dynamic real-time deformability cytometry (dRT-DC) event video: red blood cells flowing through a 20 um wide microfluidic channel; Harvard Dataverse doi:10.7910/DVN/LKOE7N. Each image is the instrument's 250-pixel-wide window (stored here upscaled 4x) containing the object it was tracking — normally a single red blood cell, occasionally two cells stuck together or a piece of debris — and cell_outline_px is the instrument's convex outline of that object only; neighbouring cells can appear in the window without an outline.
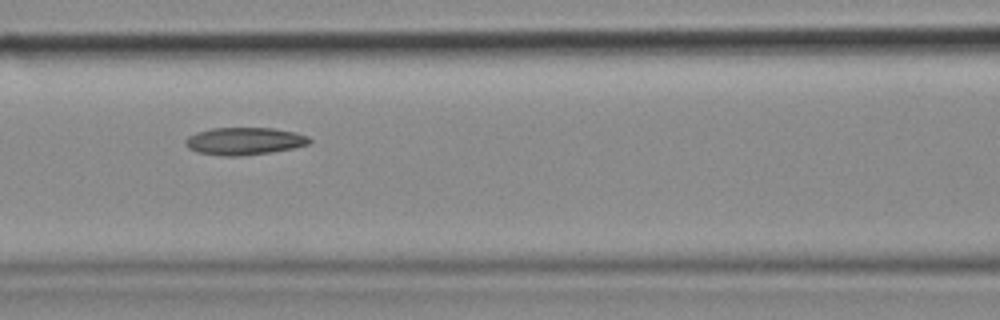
{"species": "common noctule bat (a hibernating species)", "species_latin": "Nyctalus noctula", "temperature_condition": "cold", "stored_images_in_passage": 51, "camera_frame_rate_fps": 3000, "um_per_image_px": 0.085, "animal": {"sex": "female", "body_mass_g": 18.4}, "frame": {"image": 1, "passage_image": 22, "time_ms": 7.0, "image_size_px": [1000, 320], "cell_outline_px": [[312, 140], [308, 144], [292, 148], [268, 152], [240, 156], [224, 156], [196, 152], [188, 148], [184, 144], [184, 140], [188, 136], [196, 132], [212, 128], [272, 128], [296, 132], [308, 136]], "centroid_in_image_um": [20.73, 11.99], "position_along_channel_um": 145.9, "area_um2": 19.83}}